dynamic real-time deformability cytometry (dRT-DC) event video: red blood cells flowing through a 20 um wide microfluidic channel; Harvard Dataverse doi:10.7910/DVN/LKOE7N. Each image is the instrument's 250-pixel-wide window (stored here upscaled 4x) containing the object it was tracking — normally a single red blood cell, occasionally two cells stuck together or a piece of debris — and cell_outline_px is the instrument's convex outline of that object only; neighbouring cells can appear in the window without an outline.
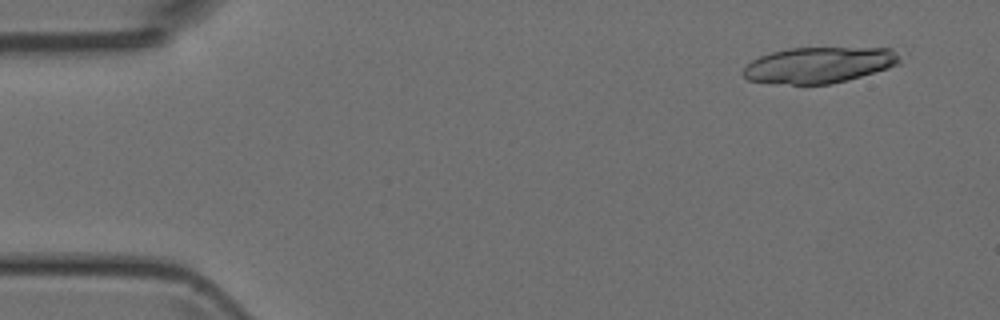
{"species": "Egyptian fruit bat (a non-hibernating species)", "species_latin": "Rousettus aegyptiacus", "temperature_condition": "room temperature", "stored_images_in_passage": 5, "camera_frame_rate_fps": 3000, "um_per_image_px": 0.085, "animal": {"sex": "female"}, "frame": {"image": 1, "passage_image": 1, "time_ms": 0.0, "image_size_px": [1000, 320], "cell_outline_px": [[900, 64], [888, 68], [848, 80], [832, 84], [792, 84], [748, 80], [740, 72], [752, 60], [760, 56], [772, 52], [788, 48], [892, 48], [896, 52], [900, 60]], "centroid_in_image_um": [69.62, 5.52], "position_along_channel_um": 15.4, "area_um2": 32.66}}
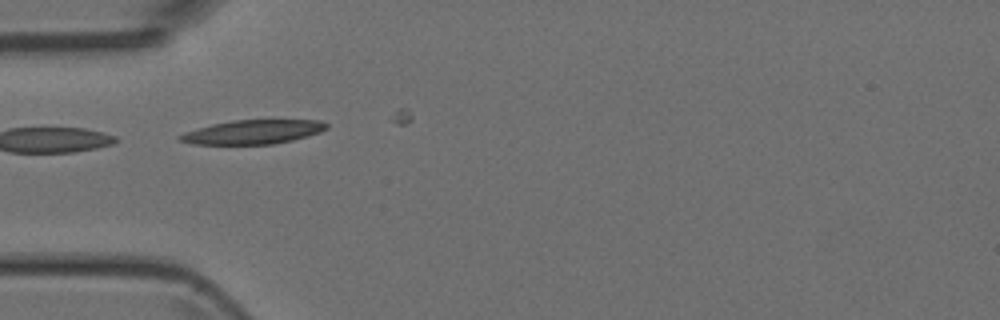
{"frame": {"image": 2, "passage_image": 4, "time_ms": 4.0, "image_size_px": [1000, 320], "cell_outline_px": [[328, 128], [320, 132], [308, 136], [292, 140], [272, 144], [192, 144], [176, 140], [176, 136], [184, 132], [196, 128], [212, 124], [232, 120], [320, 120], [328, 124]], "centroid_in_image_um": [21.45, 11.21], "position_along_channel_um": 63.5, "area_um2": 20.69}}